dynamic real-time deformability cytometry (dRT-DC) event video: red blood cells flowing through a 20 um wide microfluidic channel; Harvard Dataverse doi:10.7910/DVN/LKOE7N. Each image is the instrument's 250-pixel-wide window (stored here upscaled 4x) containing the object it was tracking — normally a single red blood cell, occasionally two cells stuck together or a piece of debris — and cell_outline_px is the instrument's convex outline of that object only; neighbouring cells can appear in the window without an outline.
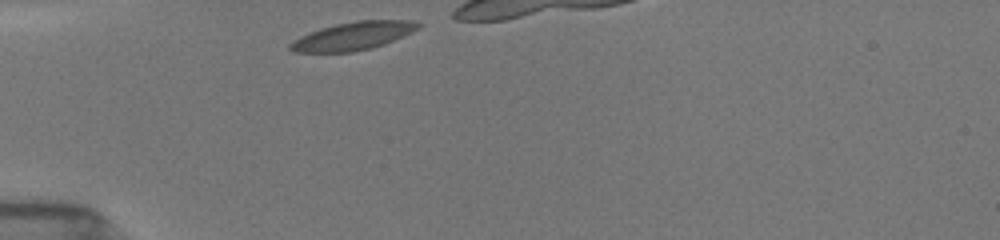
{"species": "common noctule bat (a hibernating species)", "species_latin": "Nyctalus noctula", "temperature_condition": "room temperature", "stored_images_in_passage": 8, "camera_frame_rate_fps": 3000, "um_per_image_px": 0.085, "animal": {"sex": "female", "body_mass_g": 19.5, "forearm_length_mm": 54.1}, "frame": {"image": 1, "passage_image": 1, "time_ms": 0.0, "image_size_px": [1000, 240], "cell_outline_px": [[424, 24], [420, 28], [412, 32], [384, 44], [372, 48], [352, 52], [292, 52], [288, 48], [288, 44], [292, 40], [308, 32], [320, 28], [336, 24], [356, 20], [412, 20]], "centroid_in_image_um": [30.0, 3.05], "position_along_channel_um": 55.0, "area_um2": 21.21}}
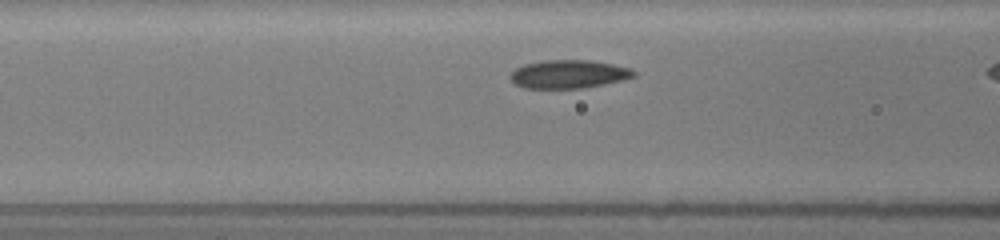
{"frame": {"image": 2, "passage_image": 7, "time_ms": 2.0, "image_size_px": [1000, 240], "cell_outline_px": [[636, 76], [624, 80], [584, 88], [524, 88], [516, 84], [508, 76], [516, 68], [524, 64], [544, 60], [588, 60], [612, 64], [632, 68], [636, 72]], "centroid_in_image_um": [48.36, 6.3], "position_along_channel_um": 118.2, "area_um2": 20.46}}